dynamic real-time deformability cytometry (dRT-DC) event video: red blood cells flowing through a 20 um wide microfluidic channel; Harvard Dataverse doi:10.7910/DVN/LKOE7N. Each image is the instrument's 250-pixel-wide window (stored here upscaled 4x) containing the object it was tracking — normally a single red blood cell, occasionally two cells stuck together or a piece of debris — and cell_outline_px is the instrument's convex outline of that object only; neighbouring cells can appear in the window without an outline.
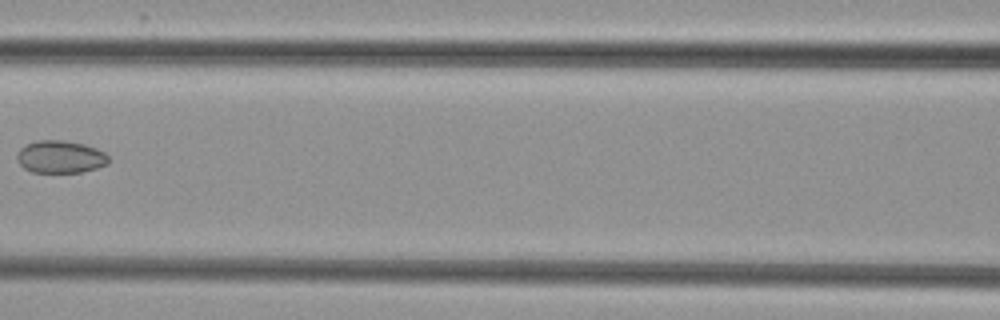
{"species": "common noctule bat (a hibernating species)", "species_latin": "Nyctalus noctula", "temperature_condition": "cold", "stored_images_in_passage": 9, "camera_frame_rate_fps": 3000, "um_per_image_px": 0.085, "animal": {"sex": "female", "body_mass_g": 29.2, "forearm_length_mm": 56.3}, "frame": {"image": 1, "passage_image": 7, "time_ms": 8.0, "image_size_px": [1000, 320], "cell_outline_px": [[108, 164], [96, 168], [80, 172], [32, 172], [24, 168], [16, 160], [16, 152], [20, 148], [36, 140], [64, 140], [84, 144], [96, 148], [104, 152], [108, 156]], "centroid_in_image_um": [5.11, 13.32], "position_along_channel_um": 161.5, "area_um2": 17.4}}
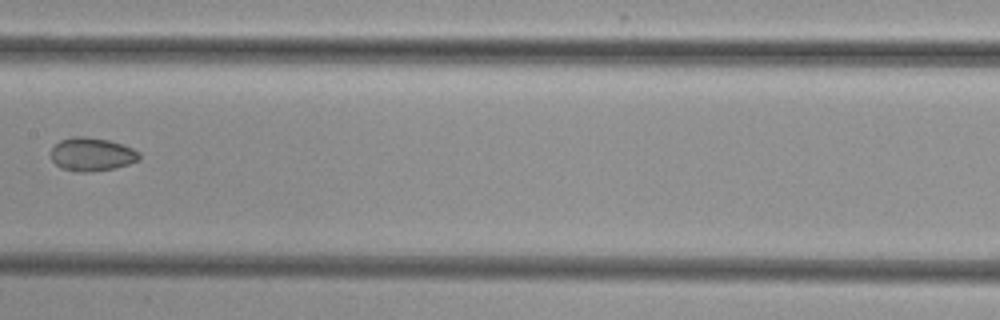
{"frame": {"image": 2, "passage_image": 8, "time_ms": 9.0, "image_size_px": [1000, 320], "cell_outline_px": [[140, 160], [128, 164], [112, 168], [88, 172], [80, 172], [60, 168], [52, 160], [52, 148], [60, 140], [72, 136], [84, 136], [108, 140], [132, 148], [140, 152]], "centroid_in_image_um": [7.8, 13.11], "position_along_channel_um": 199.6, "area_um2": 17.05}}
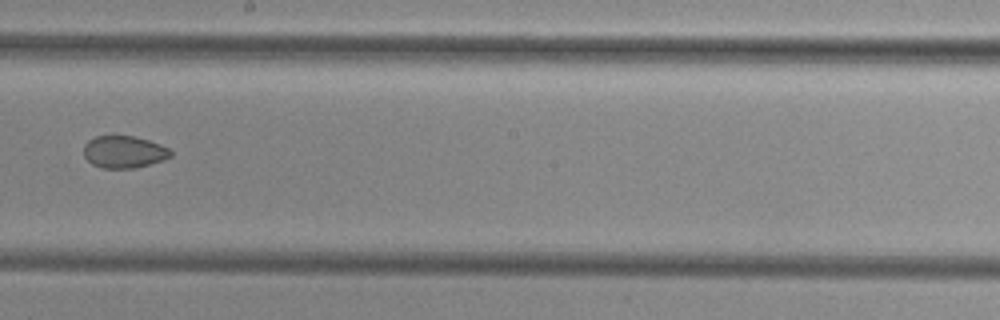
{"frame": {"image": 3, "passage_image": 9, "time_ms": 10.0, "image_size_px": [1000, 320], "cell_outline_px": [[172, 156], [164, 160], [132, 168], [100, 168], [92, 164], [84, 156], [84, 144], [88, 140], [96, 136], [108, 132], [132, 136], [148, 140], [160, 144], [168, 148], [172, 152]], "centroid_in_image_um": [10.49, 12.87], "position_along_channel_um": 237.7, "area_um2": 16.76}}